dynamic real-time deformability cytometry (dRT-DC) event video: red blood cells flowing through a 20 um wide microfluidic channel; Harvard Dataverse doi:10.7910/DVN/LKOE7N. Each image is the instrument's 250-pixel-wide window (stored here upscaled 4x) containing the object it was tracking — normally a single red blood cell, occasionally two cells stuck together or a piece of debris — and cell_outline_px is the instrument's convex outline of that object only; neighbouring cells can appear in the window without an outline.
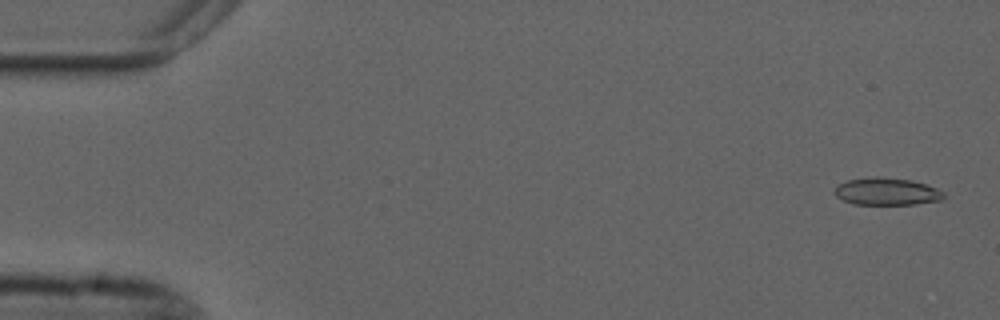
{"species": "common noctule bat (a hibernating species)", "species_latin": "Nyctalus noctula", "temperature_condition": "cold", "stored_images_in_passage": 16, "camera_frame_rate_fps": 3000, "um_per_image_px": 0.085, "animal": {"sex": "male", "forearm_length_mm": 52.5}, "frame": {"image": 1, "passage_image": 2, "time_ms": 0.333, "image_size_px": [1000, 320], "cell_outline_px": [[944, 200], [916, 204], [852, 204], [836, 196], [832, 192], [836, 184], [848, 180], [876, 176], [880, 176], [912, 180], [936, 188], [944, 192]], "centroid_in_image_um": [75.35, 16.27], "position_along_channel_um": 9.7, "area_um2": 17.57}}
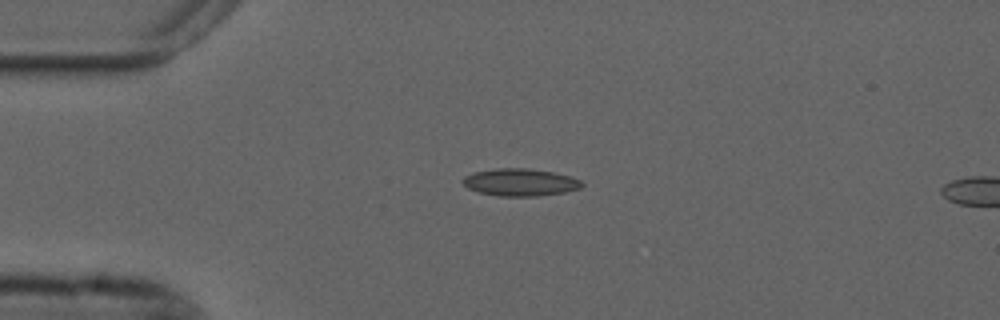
{"frame": {"image": 2, "passage_image": 13, "time_ms": 4.0, "image_size_px": [1000, 320], "cell_outline_px": [[584, 184], [580, 188], [564, 192], [536, 196], [496, 196], [480, 192], [468, 188], [460, 180], [464, 176], [472, 172], [496, 168], [528, 168], [552, 172], [572, 176], [580, 180]], "centroid_in_image_um": [44.19, 15.48], "position_along_channel_um": 40.8, "area_um2": 19.07}}